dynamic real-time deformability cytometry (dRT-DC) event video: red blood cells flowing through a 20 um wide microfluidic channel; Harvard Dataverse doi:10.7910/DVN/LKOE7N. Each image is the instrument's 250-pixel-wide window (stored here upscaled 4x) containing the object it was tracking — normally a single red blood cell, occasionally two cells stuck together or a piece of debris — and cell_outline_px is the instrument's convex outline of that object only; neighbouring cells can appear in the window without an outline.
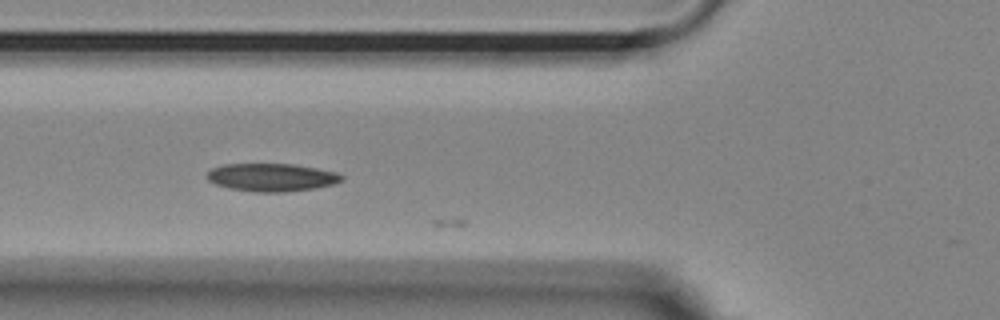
{"species": "Egyptian fruit bat (a non-hibernating species)", "species_latin": "Rousettus aegyptiacus", "temperature_condition": "room temperature", "stored_images_in_passage": 23, "camera_frame_rate_fps": 3000, "um_per_image_px": 0.085, "animal": {"sex": "female"}, "frame": {"image": 1, "passage_image": 16, "time_ms": 5.0, "image_size_px": [1000, 320], "cell_outline_px": [[344, 180], [336, 184], [316, 188], [284, 192], [256, 192], [228, 188], [216, 184], [208, 180], [204, 176], [212, 168], [224, 164], [292, 164], [316, 168], [336, 172], [344, 176]], "centroid_in_image_um": [23.1, 15.08], "position_along_channel_um": 102.7, "area_um2": 22.08}}
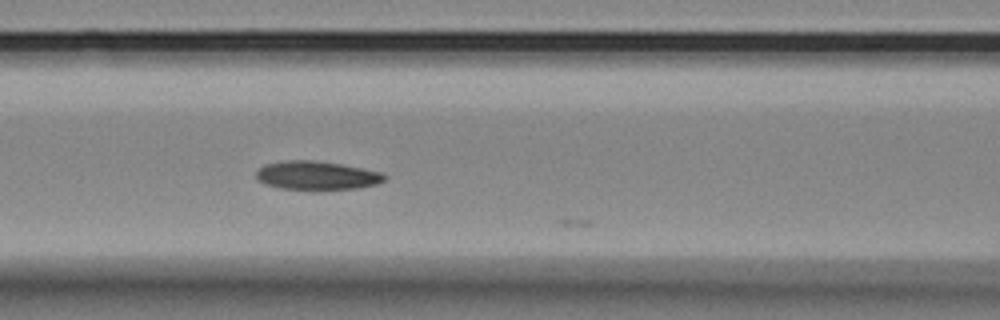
{"frame": {"image": 2, "passage_image": 19, "time_ms": 6.0, "image_size_px": [1000, 320], "cell_outline_px": [[388, 176], [384, 180], [376, 184], [360, 188], [280, 188], [264, 184], [256, 180], [256, 172], [264, 164], [288, 160], [312, 160], [340, 164], [384, 172]], "centroid_in_image_um": [26.93, 14.89], "position_along_channel_um": 139.7, "area_um2": 21.1}}
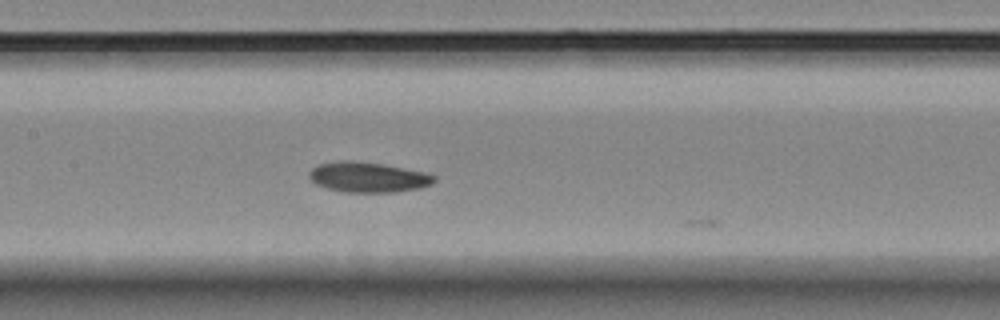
{"frame": {"image": 3, "passage_image": 22, "time_ms": 7.0, "image_size_px": [1000, 320], "cell_outline_px": [[436, 180], [432, 184], [420, 188], [396, 192], [348, 192], [328, 188], [316, 184], [308, 176], [308, 172], [316, 164], [340, 160], [352, 160], [384, 164], [424, 172], [436, 176]], "centroid_in_image_um": [31.28, 15.05], "position_along_channel_um": 176.1, "area_um2": 22.14}}